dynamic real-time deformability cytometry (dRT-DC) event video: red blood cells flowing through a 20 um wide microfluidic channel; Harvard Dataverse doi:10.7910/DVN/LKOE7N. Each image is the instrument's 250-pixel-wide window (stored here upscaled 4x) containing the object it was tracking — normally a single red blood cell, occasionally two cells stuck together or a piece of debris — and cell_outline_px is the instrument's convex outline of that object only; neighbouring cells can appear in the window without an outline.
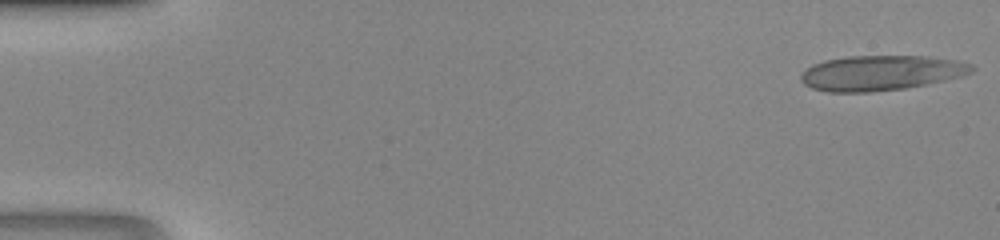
{"species": "human", "species_latin": "Homo sapiens", "temperature_condition": "room temperature", "stored_images_in_passage": 45, "camera_frame_rate_fps": 3000, "um_per_image_px": 0.085, "donor": {"sex": "male"}, "frame": {"image": 1, "passage_image": 1, "time_ms": 0.0, "image_size_px": [1000, 240], "cell_outline_px": [[976, 68], [972, 72], [964, 76], [904, 88], [868, 92], [828, 92], [812, 88], [804, 84], [800, 80], [800, 76], [812, 64], [824, 60], [848, 56], [924, 56], [956, 60], [972, 64]], "centroid_in_image_um": [74.88, 6.19], "position_along_channel_um": 10.1, "area_um2": 34.85}}
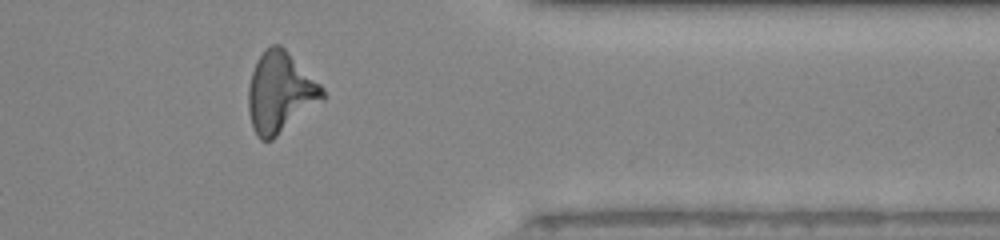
{"frame": {"image": 2, "passage_image": 37, "time_ms": 12.0, "image_size_px": [1000, 240], "cell_outline_px": [[324, 100], [272, 140], [260, 140], [256, 136], [252, 128], [248, 112], [248, 88], [252, 72], [256, 60], [272, 44], [280, 44], [324, 88]], "centroid_in_image_um": [23.8, 7.9], "position_along_channel_um": 387.6, "area_um2": 34.74}}
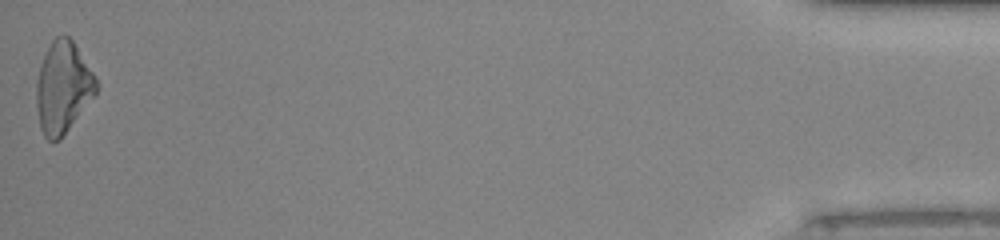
{"frame": {"image": 3, "passage_image": 45, "time_ms": 14.667, "image_size_px": [1000, 240], "cell_outline_px": [[100, 84], [96, 96], [60, 140], [48, 140], [44, 136], [40, 128], [36, 104], [36, 80], [44, 56], [52, 40], [56, 36], [68, 36], [72, 40], [96, 76]], "centroid_in_image_um": [5.38, 7.46], "position_along_channel_um": 429.8, "area_um2": 32.19}}